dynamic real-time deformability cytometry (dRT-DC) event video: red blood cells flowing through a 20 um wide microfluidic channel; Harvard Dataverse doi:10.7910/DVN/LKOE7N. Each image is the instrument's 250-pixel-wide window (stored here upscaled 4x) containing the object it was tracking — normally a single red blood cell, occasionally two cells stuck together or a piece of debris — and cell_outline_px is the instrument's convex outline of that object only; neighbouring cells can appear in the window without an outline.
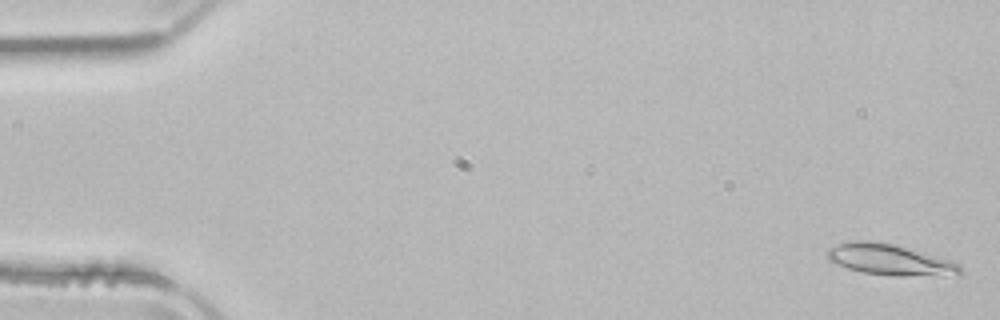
{"species": "common noctule bat (a hibernating species)", "species_latin": "Nyctalus noctula", "temperature_condition": "room temperature", "stored_images_in_passage": 16, "camera_frame_rate_fps": 3000, "um_per_image_px": 0.085, "animal": {"sex": "male", "body_mass_g": 21.5, "forearm_length_mm": 52.0}, "frame": {"image": 1, "passage_image": 2, "time_ms": 0.333, "image_size_px": [1000, 320], "cell_outline_px": [[964, 272], [940, 276], [892, 276], [864, 272], [848, 268], [828, 260], [828, 248], [840, 244], [860, 240], [872, 240], [892, 244], [948, 260], [960, 264]], "centroid_in_image_um": [75.65, 22.09], "position_along_channel_um": 9.4, "area_um2": 23.52}}